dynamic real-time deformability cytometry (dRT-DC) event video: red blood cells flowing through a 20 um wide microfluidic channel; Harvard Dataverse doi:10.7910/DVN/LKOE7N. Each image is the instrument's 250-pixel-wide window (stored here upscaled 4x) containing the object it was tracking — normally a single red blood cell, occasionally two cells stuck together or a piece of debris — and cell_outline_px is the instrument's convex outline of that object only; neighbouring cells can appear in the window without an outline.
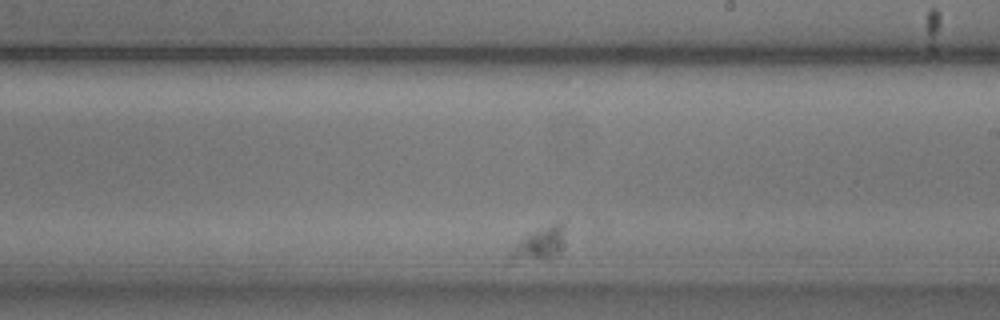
{"species": "common noctule bat (a hibernating species)", "species_latin": "Nyctalus noctula", "temperature_condition": "cold", "stored_images_in_passage": 36, "camera_frame_rate_fps": 3000, "um_per_image_px": 0.085, "animal": {"sex": "male", "body_mass_g": 20.5, "forearm_length_mm": 52.5}, "frame": {"image": 1, "passage_image": 22, "time_ms": 7.0, "image_size_px": [1000, 320], "cell_outline_px": [[564, 232], [560, 248], [548, 260], [508, 260], [508, 256], [516, 244], [524, 236], [532, 232], [560, 220], [564, 220]], "centroid_in_image_um": [45.86, 20.7], "position_along_channel_um": 243.1, "area_um2": 10.17}}
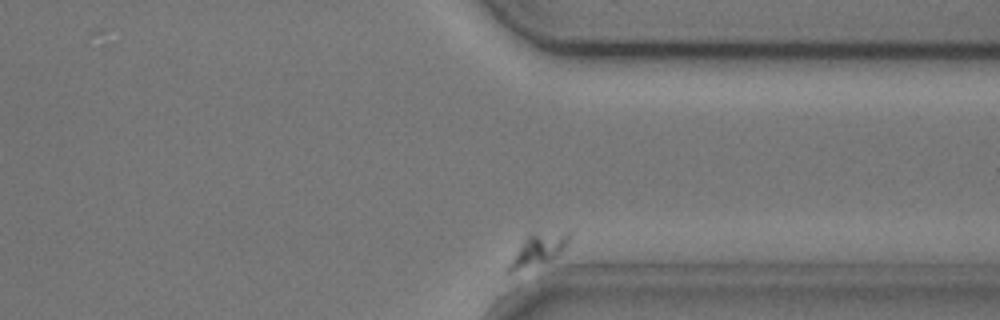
{"frame": {"image": 2, "passage_image": 36, "time_ms": 11.667, "image_size_px": [1000, 320], "cell_outline_px": [[572, 236], [560, 252], [552, 260], [508, 272], [504, 272], [504, 268], [524, 240], [528, 236], [564, 232], [572, 232]], "centroid_in_image_um": [45.72, 21.27], "position_along_channel_um": 365.7, "area_um2": 10.52}}